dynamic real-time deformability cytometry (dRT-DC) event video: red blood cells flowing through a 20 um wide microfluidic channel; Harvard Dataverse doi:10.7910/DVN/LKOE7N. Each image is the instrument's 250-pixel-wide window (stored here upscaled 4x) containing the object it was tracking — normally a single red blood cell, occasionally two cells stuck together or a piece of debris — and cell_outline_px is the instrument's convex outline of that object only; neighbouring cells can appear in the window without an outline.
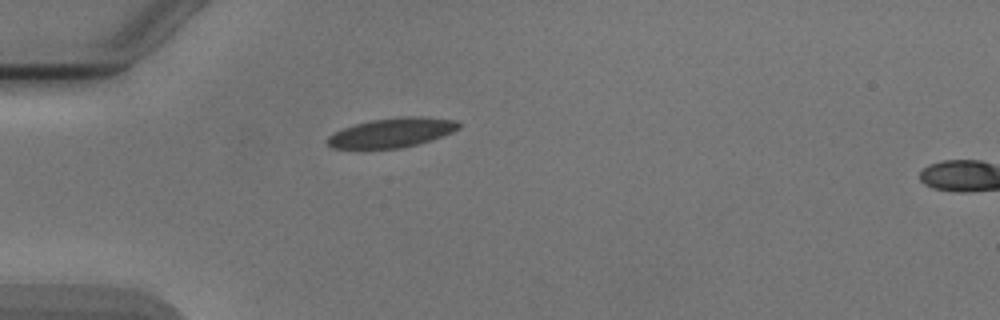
{"species": "Egyptian fruit bat (a non-hibernating species)", "species_latin": "Rousettus aegyptiacus", "temperature_condition": "cold", "stored_images_in_passage": 3, "camera_frame_rate_fps": 3000, "um_per_image_px": 0.085, "animal": {"sex": "male"}, "frame": {"image": 1, "passage_image": 1, "time_ms": 0.0, "image_size_px": [1000, 320], "cell_outline_px": [[460, 128], [452, 132], [416, 144], [400, 148], [332, 148], [328, 144], [328, 136], [344, 128], [356, 124], [372, 120], [400, 116], [424, 116], [460, 120]], "centroid_in_image_um": [33.37, 11.25], "position_along_channel_um": 51.6, "area_um2": 22.25}}